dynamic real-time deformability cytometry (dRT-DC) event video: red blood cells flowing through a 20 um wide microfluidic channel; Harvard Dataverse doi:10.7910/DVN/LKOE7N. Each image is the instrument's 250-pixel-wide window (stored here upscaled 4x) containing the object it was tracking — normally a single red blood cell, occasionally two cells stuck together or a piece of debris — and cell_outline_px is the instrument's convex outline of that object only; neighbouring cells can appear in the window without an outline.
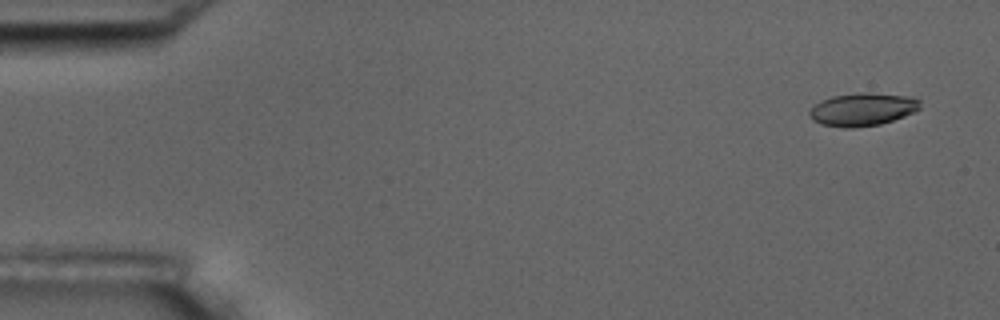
{"species": "common noctule bat (a hibernating species)", "species_latin": "Nyctalus noctula", "temperature_condition": "room temperature", "stored_images_in_passage": 5, "camera_frame_rate_fps": 3000, "um_per_image_px": 0.085, "animal": {"sex": "male", "body_mass_g": 17.5, "forearm_length_mm": 52.3}, "frame": {"image": 1, "passage_image": 1, "time_ms": 0.0, "image_size_px": [1000, 320], "cell_outline_px": [[920, 108], [916, 112], [880, 124], [856, 128], [844, 128], [820, 124], [812, 120], [808, 112], [820, 100], [832, 96], [868, 92], [912, 96], [920, 100]], "centroid_in_image_um": [73.33, 9.3], "position_along_channel_um": 11.7, "area_um2": 21.39}}
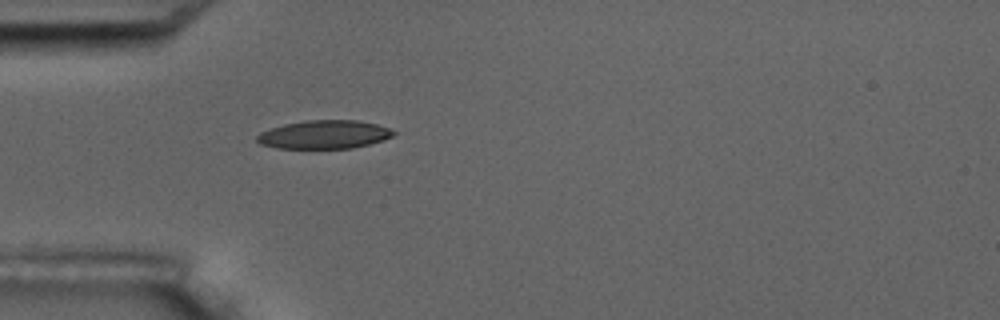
{"frame": {"image": 2, "passage_image": 5, "time_ms": 4.667, "image_size_px": [1000, 320], "cell_outline_px": [[396, 132], [392, 136], [384, 140], [352, 148], [276, 148], [260, 144], [256, 140], [256, 136], [260, 132], [284, 124], [304, 120], [356, 120], [376, 124], [388, 128]], "centroid_in_image_um": [27.54, 11.43], "position_along_channel_um": 57.5, "area_um2": 22.54}}